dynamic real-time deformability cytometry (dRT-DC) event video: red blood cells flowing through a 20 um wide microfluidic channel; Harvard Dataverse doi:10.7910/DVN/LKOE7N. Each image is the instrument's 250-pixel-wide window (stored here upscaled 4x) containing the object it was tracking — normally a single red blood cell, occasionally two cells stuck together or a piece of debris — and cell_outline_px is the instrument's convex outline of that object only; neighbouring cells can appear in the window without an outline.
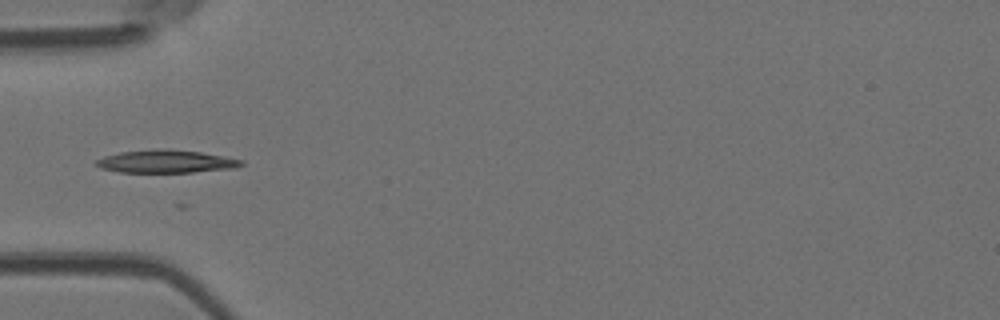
{"species": "Egyptian fruit bat (a non-hibernating species)", "species_latin": "Rousettus aegyptiacus", "temperature_condition": "room temperature", "stored_images_in_passage": 6, "camera_frame_rate_fps": 3000, "um_per_image_px": 0.085, "animal": {"sex": "female"}, "frame": {"image": 1, "passage_image": 5, "time_ms": 1.333, "image_size_px": [1000, 320], "cell_outline_px": [[244, 164], [236, 168], [192, 172], [120, 172], [100, 168], [92, 164], [96, 160], [104, 156], [120, 152], [200, 152], [244, 160]], "centroid_in_image_um": [14.11, 13.78], "position_along_channel_um": 70.9, "area_um2": 18.21}}
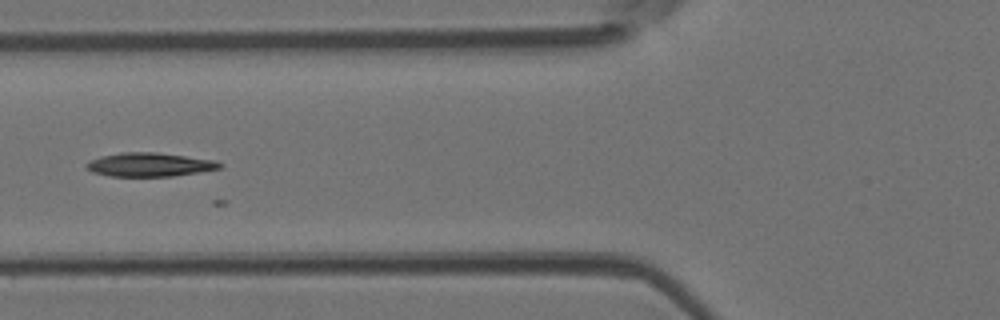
{"frame": {"image": 2, "passage_image": 6, "time_ms": 1.667, "image_size_px": [1000, 320], "cell_outline_px": [[224, 164], [220, 168], [172, 176], [108, 176], [92, 172], [84, 168], [84, 164], [100, 156], [120, 152], [156, 152], [216, 160]], "centroid_in_image_um": [12.67, 13.99], "position_along_channel_um": 113.1, "area_um2": 18.5}}